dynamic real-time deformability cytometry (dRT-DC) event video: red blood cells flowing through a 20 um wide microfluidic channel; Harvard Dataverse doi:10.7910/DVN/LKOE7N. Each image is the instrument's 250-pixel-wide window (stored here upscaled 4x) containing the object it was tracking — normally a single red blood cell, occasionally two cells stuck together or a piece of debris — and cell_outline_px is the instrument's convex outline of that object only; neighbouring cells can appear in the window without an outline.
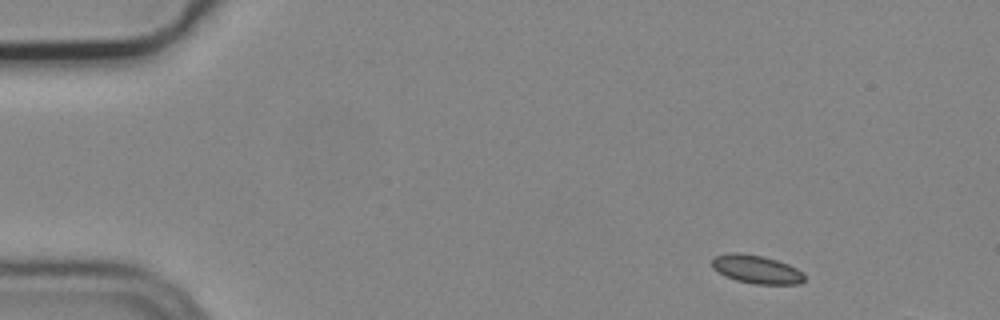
{"species": "common noctule bat (a hibernating species)", "species_latin": "Nyctalus noctula", "temperature_condition": "cold", "stored_images_in_passage": 4, "camera_frame_rate_fps": 3000, "um_per_image_px": 0.085, "animal": {"sex": "male", "body_mass_g": 19.2, "forearm_length_mm": 51.8}, "frame": {"image": 1, "passage_image": 1, "time_ms": 0.0, "image_size_px": [1000, 320], "cell_outline_px": [[804, 280], [800, 284], [756, 284], [736, 280], [724, 276], [712, 268], [712, 260], [716, 256], [728, 252], [740, 252], [764, 256], [788, 264], [796, 268], [804, 276]], "centroid_in_image_um": [64.26, 22.88], "position_along_channel_um": 20.7, "area_um2": 15.32}}